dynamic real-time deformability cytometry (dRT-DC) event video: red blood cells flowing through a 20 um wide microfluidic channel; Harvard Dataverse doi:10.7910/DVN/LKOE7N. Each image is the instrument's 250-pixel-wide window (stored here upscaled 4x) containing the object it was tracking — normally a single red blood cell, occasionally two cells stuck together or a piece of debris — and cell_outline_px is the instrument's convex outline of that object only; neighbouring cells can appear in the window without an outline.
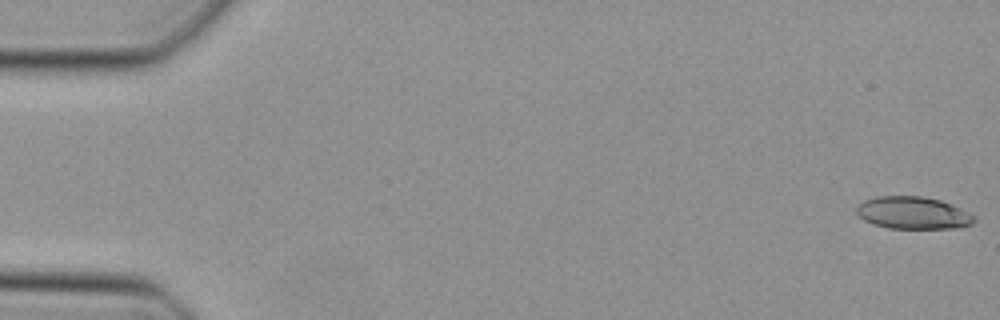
{"species": "Egyptian fruit bat (a non-hibernating species)", "species_latin": "Rousettus aegyptiacus", "temperature_condition": "cold", "stored_images_in_passage": 26, "camera_frame_rate_fps": 3000, "um_per_image_px": 0.085, "animal": {"sex": "female"}, "frame": {"image": 1, "passage_image": 1, "time_ms": 0.0, "image_size_px": [1000, 320], "cell_outline_px": [[976, 220], [972, 224], [960, 228], [888, 228], [872, 224], [864, 220], [856, 212], [856, 204], [864, 200], [876, 196], [924, 196], [940, 200], [952, 204], [976, 216]], "centroid_in_image_um": [77.61, 18.09], "position_along_channel_um": 7.4, "area_um2": 22.43}}
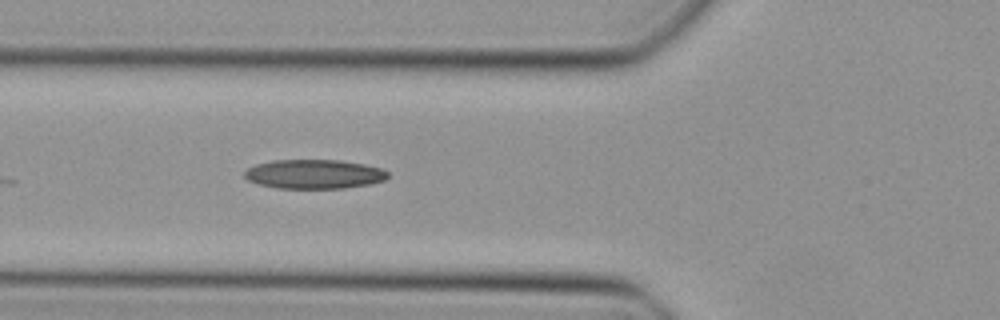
{"frame": {"image": 2, "passage_image": 18, "time_ms": 5.667, "image_size_px": [1000, 320], "cell_outline_px": [[388, 176], [384, 180], [372, 184], [344, 188], [276, 188], [260, 184], [248, 180], [244, 176], [244, 172], [248, 168], [256, 164], [272, 160], [340, 160], [364, 164], [384, 168], [388, 172]], "centroid_in_image_um": [26.73, 14.79], "position_along_channel_um": 99.1, "area_um2": 24.51}}
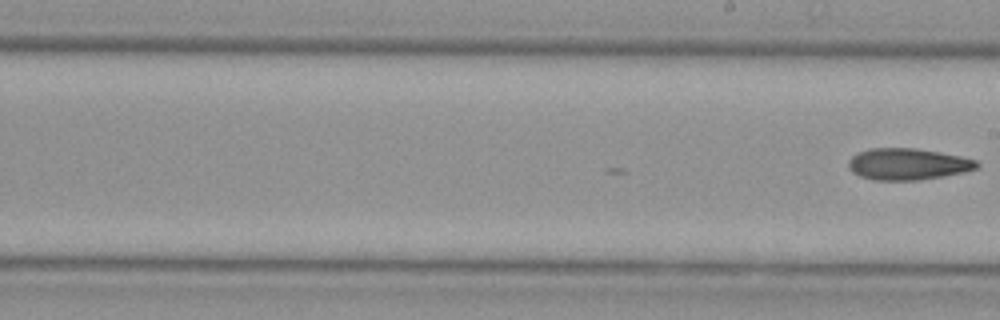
{"frame": {"image": 3, "passage_image": 26, "time_ms": 8.333, "image_size_px": [1000, 320], "cell_outline_px": [[980, 164], [976, 168], [964, 172], [944, 176], [920, 180], [872, 180], [860, 176], [852, 172], [848, 168], [848, 160], [852, 156], [868, 148], [916, 148], [960, 156], [976, 160]], "centroid_in_image_um": [77.13, 13.95], "position_along_channel_um": 211.9, "area_um2": 23.64}}